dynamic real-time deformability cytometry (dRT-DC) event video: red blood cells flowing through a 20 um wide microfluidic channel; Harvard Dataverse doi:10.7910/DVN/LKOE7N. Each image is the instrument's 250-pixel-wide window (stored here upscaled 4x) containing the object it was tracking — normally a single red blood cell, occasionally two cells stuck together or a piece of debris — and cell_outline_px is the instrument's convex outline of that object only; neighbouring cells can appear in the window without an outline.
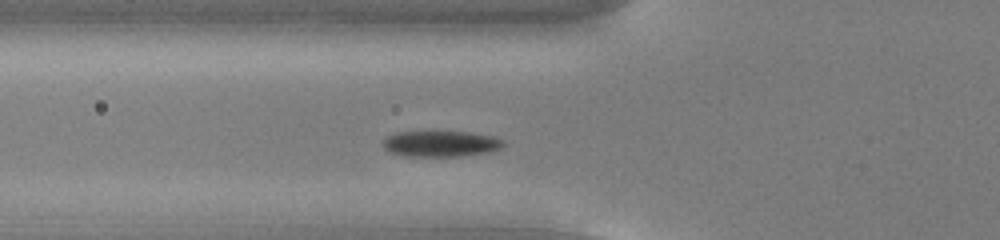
{"species": "common noctule bat (a hibernating species)", "species_latin": "Nyctalus noctula", "temperature_condition": "cold", "stored_images_in_passage": 38, "camera_frame_rate_fps": 3000, "um_per_image_px": 0.085, "animal": {"sex": "male", "body_mass_g": 13.0, "forearm_length_mm": 53.1}, "frame": {"image": 1, "passage_image": 2, "time_ms": 0.333, "image_size_px": [1000, 240], "cell_outline_px": [[504, 144], [500, 148], [488, 152], [460, 156], [400, 156], [388, 152], [384, 148], [384, 140], [388, 136], [396, 132], [472, 132], [492, 136], [504, 140]], "centroid_in_image_um": [37.45, 12.22], "position_along_channel_um": 88.4, "area_um2": 18.15}}
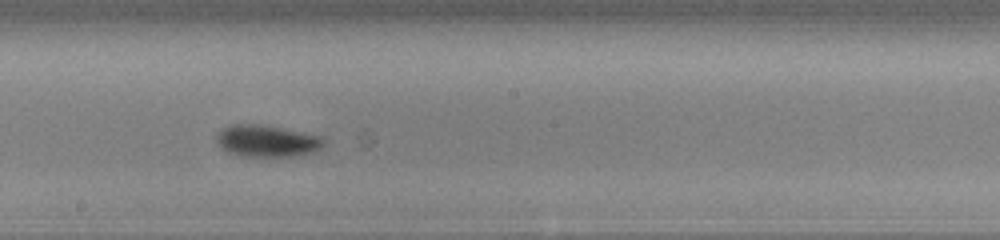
{"frame": {"image": 2, "passage_image": 13, "time_ms": 4.0, "image_size_px": [1000, 240], "cell_outline_px": [[324, 144], [320, 148], [312, 152], [292, 156], [240, 156], [228, 152], [220, 148], [216, 144], [216, 136], [224, 128], [232, 124], [256, 124], [320, 136], [324, 140]], "centroid_in_image_um": [22.62, 12.0], "position_along_channel_um": 225.6, "area_um2": 19.48}}
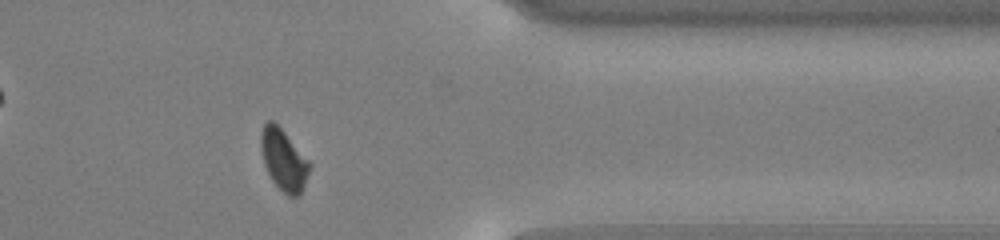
{"frame": {"image": 3, "passage_image": 27, "time_ms": 8.667, "image_size_px": [1000, 240], "cell_outline_px": [[312, 164], [300, 196], [288, 196], [272, 180], [264, 164], [260, 148], [260, 132], [264, 124], [268, 120], [272, 120], [284, 132]], "centroid_in_image_um": [24.1, 13.58], "position_along_channel_um": 387.3, "area_um2": 17.22}}